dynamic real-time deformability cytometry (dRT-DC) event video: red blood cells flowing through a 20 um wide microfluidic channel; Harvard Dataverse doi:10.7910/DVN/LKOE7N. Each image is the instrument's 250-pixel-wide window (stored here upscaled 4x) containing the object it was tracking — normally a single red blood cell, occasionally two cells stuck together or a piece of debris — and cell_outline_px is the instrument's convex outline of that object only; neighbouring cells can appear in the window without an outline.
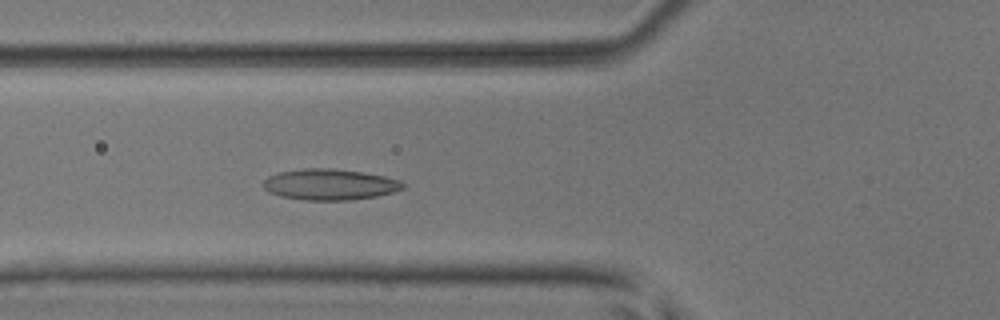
{"species": "common noctule bat (a hibernating species)", "species_latin": "Nyctalus noctula", "temperature_condition": "room temperature", "stored_images_in_passage": 50, "camera_frame_rate_fps": 3000, "um_per_image_px": 0.085, "animal": {"sex": "male", "body_mass_g": 17.9, "forearm_length_mm": 54.2}, "frame": {"image": 1, "passage_image": 18, "time_ms": 5.667, "image_size_px": [1000, 320], "cell_outline_px": [[404, 188], [392, 192], [376, 196], [348, 200], [304, 200], [284, 196], [268, 192], [260, 184], [268, 176], [280, 172], [304, 168], [332, 168], [360, 172], [384, 176], [400, 180], [404, 184]], "centroid_in_image_um": [28.0, 15.67], "position_along_channel_um": 97.8, "area_um2": 25.09}}
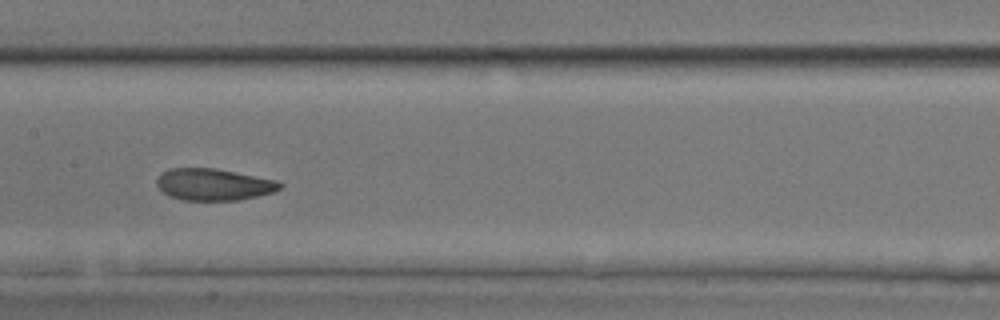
{"frame": {"image": 2, "passage_image": 25, "time_ms": 8.0, "image_size_px": [1000, 320], "cell_outline_px": [[284, 184], [280, 188], [272, 192], [256, 196], [236, 200], [184, 200], [168, 196], [156, 184], [156, 180], [168, 168], [216, 168], [276, 180]], "centroid_in_image_um": [18.15, 15.67], "position_along_channel_um": 189.3, "area_um2": 22.6}}
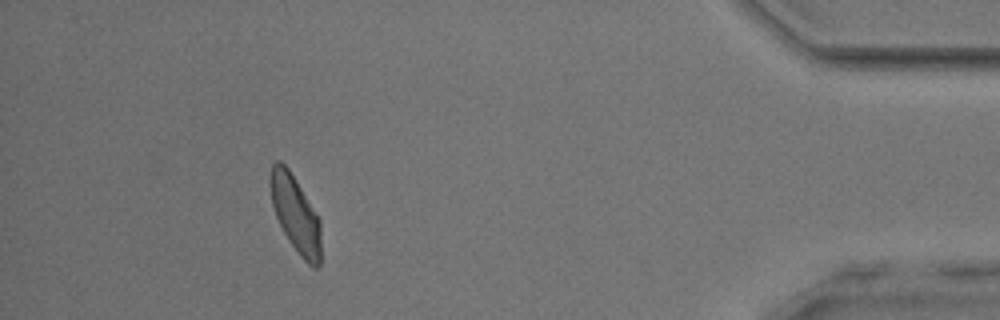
{"frame": {"image": 3, "passage_image": 46, "time_ms": 15.0, "image_size_px": [1000, 320], "cell_outline_px": [[320, 264], [316, 268], [312, 268], [300, 256], [288, 240], [276, 216], [272, 204], [268, 184], [268, 180], [272, 164], [276, 160], [280, 160], [288, 168], [320, 220]], "centroid_in_image_um": [25.08, 18.18], "position_along_channel_um": 410.1, "area_um2": 22.48}, "authors_computed_cell_mechanics": {"area_um2": 23.1778, "velocity_mm_per_s": 3.9246, "shape_relaxation_time_tau1_ms": 4.46, "shape_relaxation_time_tau2_ms": 1.5195, "deformation_change_tau1": 0.1085, "deformation_change_tau2": 0.0716}}